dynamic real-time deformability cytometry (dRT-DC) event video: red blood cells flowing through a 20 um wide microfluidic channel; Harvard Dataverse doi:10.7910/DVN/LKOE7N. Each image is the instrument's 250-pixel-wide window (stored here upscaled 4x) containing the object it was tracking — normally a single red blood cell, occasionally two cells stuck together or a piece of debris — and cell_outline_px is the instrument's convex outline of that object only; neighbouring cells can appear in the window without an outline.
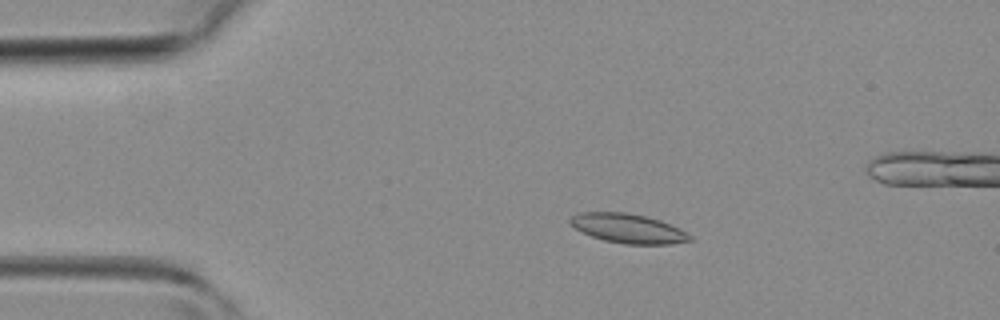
{"species": "common noctule bat (a hibernating species)", "species_latin": "Nyctalus noctula", "temperature_condition": "room temperature", "stored_images_in_passage": 37, "camera_frame_rate_fps": 3000, "um_per_image_px": 0.085, "animal": {"sex": "female", "body_mass_g": 19.3, "forearm_length_mm": 54.1}, "frame": {"image": 1, "passage_image": 4, "time_ms": 1.0, "image_size_px": [1000, 320], "cell_outline_px": [[692, 240], [672, 244], [624, 244], [604, 240], [592, 236], [576, 228], [568, 220], [572, 216], [580, 212], [628, 212], [648, 216], [660, 220], [680, 228], [692, 236]], "centroid_in_image_um": [53.43, 19.41], "position_along_channel_um": 31.6, "area_um2": 20.46}}
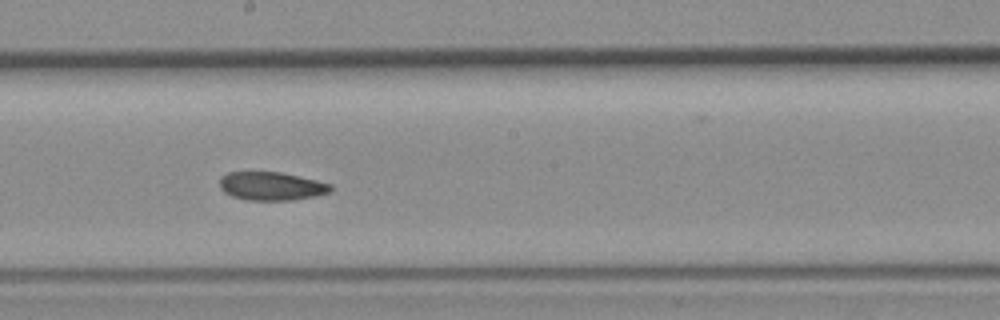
{"frame": {"image": 2, "passage_image": 20, "time_ms": 6.333, "image_size_px": [1000, 320], "cell_outline_px": [[332, 192], [316, 196], [292, 200], [244, 200], [232, 196], [224, 192], [220, 188], [220, 176], [228, 172], [280, 172], [316, 180], [332, 184]], "centroid_in_image_um": [23.07, 15.82], "position_along_channel_um": 225.1, "area_um2": 18.5}}
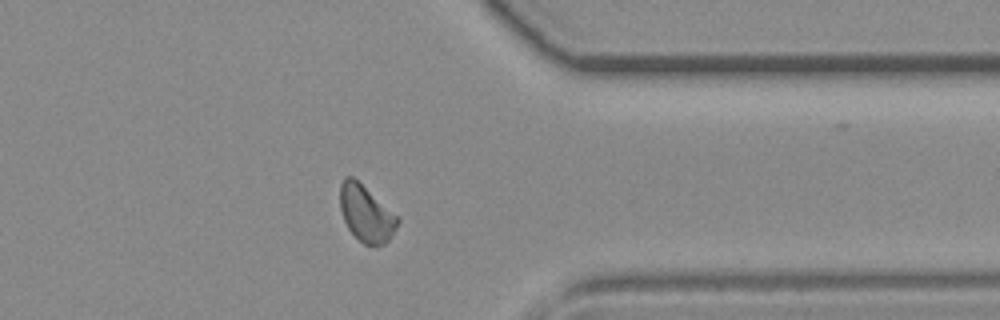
{"frame": {"image": 3, "passage_image": 31, "time_ms": 10.0, "image_size_px": [1000, 320], "cell_outline_px": [[400, 220], [396, 228], [388, 240], [384, 244], [376, 248], [364, 244], [348, 228], [344, 220], [340, 208], [340, 184], [344, 176], [352, 176], [400, 216]], "centroid_in_image_um": [31.14, 18.15], "position_along_channel_um": 380.3, "area_um2": 19.13}}